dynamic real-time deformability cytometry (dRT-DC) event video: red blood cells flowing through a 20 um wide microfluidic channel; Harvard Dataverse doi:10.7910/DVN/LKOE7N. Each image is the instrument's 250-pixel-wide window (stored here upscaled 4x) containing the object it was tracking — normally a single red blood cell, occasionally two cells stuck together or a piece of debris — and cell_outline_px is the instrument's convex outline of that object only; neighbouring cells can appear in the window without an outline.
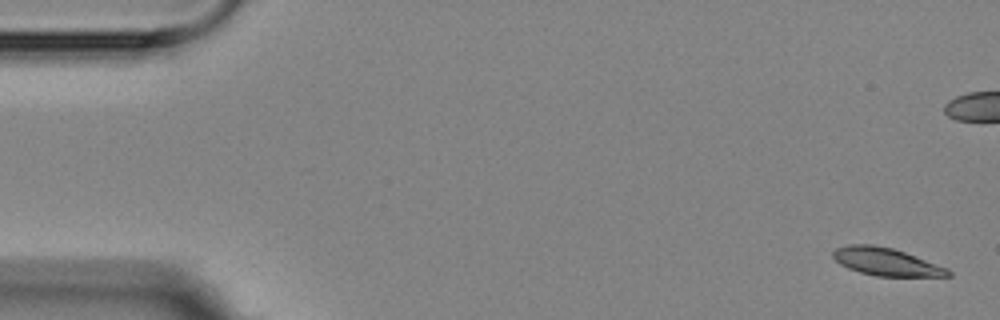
{"species": "Egyptian fruit bat (a non-hibernating species)", "species_latin": "Rousettus aegyptiacus", "temperature_condition": "room temperature", "stored_images_in_passage": 6, "camera_frame_rate_fps": 3000, "um_per_image_px": 0.085, "animal": {"sex": "female"}, "frame": {"image": 1, "passage_image": 1, "time_ms": 0.0, "image_size_px": [1000, 320], "cell_outline_px": [[952, 276], [876, 276], [860, 272], [848, 268], [840, 264], [832, 256], [832, 252], [836, 248], [848, 244], [872, 244], [892, 248], [904, 252], [948, 268], [952, 272]], "centroid_in_image_um": [75.31, 22.25], "position_along_channel_um": 9.7, "area_um2": 18.5}}
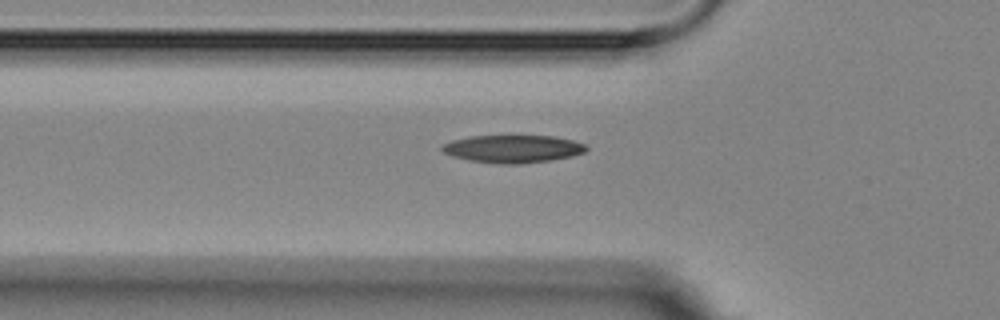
{"frame": {"image": 2, "passage_image": 6, "time_ms": 7.0, "image_size_px": [1000, 320], "cell_outline_px": [[588, 148], [584, 152], [572, 156], [552, 160], [520, 164], [500, 164], [468, 160], [452, 156], [444, 152], [440, 148], [444, 144], [452, 140], [468, 136], [556, 136], [572, 140], [584, 144]], "centroid_in_image_um": [43.59, 12.65], "position_along_channel_um": 82.2, "area_um2": 23.29}}